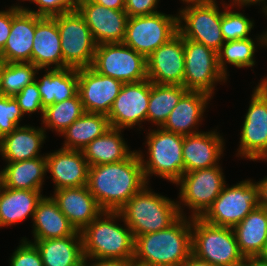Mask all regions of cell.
I'll return each mask as SVG.
<instances>
[{
    "instance_id": "obj_1",
    "label": "cell",
    "mask_w": 267,
    "mask_h": 266,
    "mask_svg": "<svg viewBox=\"0 0 267 266\" xmlns=\"http://www.w3.org/2000/svg\"><path fill=\"white\" fill-rule=\"evenodd\" d=\"M146 184L137 150L121 162L89 167L87 186L103 211L118 212Z\"/></svg>"
},
{
    "instance_id": "obj_2",
    "label": "cell",
    "mask_w": 267,
    "mask_h": 266,
    "mask_svg": "<svg viewBox=\"0 0 267 266\" xmlns=\"http://www.w3.org/2000/svg\"><path fill=\"white\" fill-rule=\"evenodd\" d=\"M192 254V218L180 216L169 227L135 237L134 258L152 266H181Z\"/></svg>"
},
{
    "instance_id": "obj_3",
    "label": "cell",
    "mask_w": 267,
    "mask_h": 266,
    "mask_svg": "<svg viewBox=\"0 0 267 266\" xmlns=\"http://www.w3.org/2000/svg\"><path fill=\"white\" fill-rule=\"evenodd\" d=\"M119 212L103 211L80 233L83 255L88 259L129 260L134 257L135 238Z\"/></svg>"
},
{
    "instance_id": "obj_4",
    "label": "cell",
    "mask_w": 267,
    "mask_h": 266,
    "mask_svg": "<svg viewBox=\"0 0 267 266\" xmlns=\"http://www.w3.org/2000/svg\"><path fill=\"white\" fill-rule=\"evenodd\" d=\"M146 184L118 211L121 221L132 231L134 238L161 231L172 225L181 215L177 201L155 193Z\"/></svg>"
},
{
    "instance_id": "obj_5",
    "label": "cell",
    "mask_w": 267,
    "mask_h": 266,
    "mask_svg": "<svg viewBox=\"0 0 267 266\" xmlns=\"http://www.w3.org/2000/svg\"><path fill=\"white\" fill-rule=\"evenodd\" d=\"M146 140L147 158L143 156L141 150L137 151L146 182L149 184V177L154 174L175 184L184 174L182 156L184 136L157 127L149 129Z\"/></svg>"
},
{
    "instance_id": "obj_6",
    "label": "cell",
    "mask_w": 267,
    "mask_h": 266,
    "mask_svg": "<svg viewBox=\"0 0 267 266\" xmlns=\"http://www.w3.org/2000/svg\"><path fill=\"white\" fill-rule=\"evenodd\" d=\"M192 254L215 266H241L244 259L232 228L212 225L200 217L192 218Z\"/></svg>"
},
{
    "instance_id": "obj_7",
    "label": "cell",
    "mask_w": 267,
    "mask_h": 266,
    "mask_svg": "<svg viewBox=\"0 0 267 266\" xmlns=\"http://www.w3.org/2000/svg\"><path fill=\"white\" fill-rule=\"evenodd\" d=\"M216 0H184L178 12V33L218 52L225 43L221 32L222 10Z\"/></svg>"
},
{
    "instance_id": "obj_8",
    "label": "cell",
    "mask_w": 267,
    "mask_h": 266,
    "mask_svg": "<svg viewBox=\"0 0 267 266\" xmlns=\"http://www.w3.org/2000/svg\"><path fill=\"white\" fill-rule=\"evenodd\" d=\"M259 207L258 185L251 179H247L231 187L225 185L200 218L212 225L233 228Z\"/></svg>"
},
{
    "instance_id": "obj_9",
    "label": "cell",
    "mask_w": 267,
    "mask_h": 266,
    "mask_svg": "<svg viewBox=\"0 0 267 266\" xmlns=\"http://www.w3.org/2000/svg\"><path fill=\"white\" fill-rule=\"evenodd\" d=\"M224 179L220 165L185 172L175 183L180 186L177 201L180 215L186 216L183 210L187 206L191 210V218L201 217L227 185Z\"/></svg>"
},
{
    "instance_id": "obj_10",
    "label": "cell",
    "mask_w": 267,
    "mask_h": 266,
    "mask_svg": "<svg viewBox=\"0 0 267 266\" xmlns=\"http://www.w3.org/2000/svg\"><path fill=\"white\" fill-rule=\"evenodd\" d=\"M60 32L64 68L91 67L97 44L77 10L53 17Z\"/></svg>"
},
{
    "instance_id": "obj_11",
    "label": "cell",
    "mask_w": 267,
    "mask_h": 266,
    "mask_svg": "<svg viewBox=\"0 0 267 266\" xmlns=\"http://www.w3.org/2000/svg\"><path fill=\"white\" fill-rule=\"evenodd\" d=\"M178 33V15L158 12L129 17L123 43L146 58Z\"/></svg>"
},
{
    "instance_id": "obj_12",
    "label": "cell",
    "mask_w": 267,
    "mask_h": 266,
    "mask_svg": "<svg viewBox=\"0 0 267 266\" xmlns=\"http://www.w3.org/2000/svg\"><path fill=\"white\" fill-rule=\"evenodd\" d=\"M91 67L123 84L147 79V58L123 42L97 45Z\"/></svg>"
},
{
    "instance_id": "obj_13",
    "label": "cell",
    "mask_w": 267,
    "mask_h": 266,
    "mask_svg": "<svg viewBox=\"0 0 267 266\" xmlns=\"http://www.w3.org/2000/svg\"><path fill=\"white\" fill-rule=\"evenodd\" d=\"M184 80L188 91H200L213 97L215 85L227 80L218 66L217 52L204 44L184 38Z\"/></svg>"
},
{
    "instance_id": "obj_14",
    "label": "cell",
    "mask_w": 267,
    "mask_h": 266,
    "mask_svg": "<svg viewBox=\"0 0 267 266\" xmlns=\"http://www.w3.org/2000/svg\"><path fill=\"white\" fill-rule=\"evenodd\" d=\"M245 115L237 157L267 160V97L256 86Z\"/></svg>"
},
{
    "instance_id": "obj_15",
    "label": "cell",
    "mask_w": 267,
    "mask_h": 266,
    "mask_svg": "<svg viewBox=\"0 0 267 266\" xmlns=\"http://www.w3.org/2000/svg\"><path fill=\"white\" fill-rule=\"evenodd\" d=\"M149 98V79L123 84L107 115L110 126L122 130L136 125L142 128V122L147 121Z\"/></svg>"
},
{
    "instance_id": "obj_16",
    "label": "cell",
    "mask_w": 267,
    "mask_h": 266,
    "mask_svg": "<svg viewBox=\"0 0 267 266\" xmlns=\"http://www.w3.org/2000/svg\"><path fill=\"white\" fill-rule=\"evenodd\" d=\"M76 10L84 18L97 45L123 42L129 18L124 10L107 8L92 0L78 2Z\"/></svg>"
},
{
    "instance_id": "obj_17",
    "label": "cell",
    "mask_w": 267,
    "mask_h": 266,
    "mask_svg": "<svg viewBox=\"0 0 267 266\" xmlns=\"http://www.w3.org/2000/svg\"><path fill=\"white\" fill-rule=\"evenodd\" d=\"M184 70V38L179 33L147 57V79L152 83L183 86Z\"/></svg>"
},
{
    "instance_id": "obj_18",
    "label": "cell",
    "mask_w": 267,
    "mask_h": 266,
    "mask_svg": "<svg viewBox=\"0 0 267 266\" xmlns=\"http://www.w3.org/2000/svg\"><path fill=\"white\" fill-rule=\"evenodd\" d=\"M123 83L96 72L92 67L78 69V93L85 112L108 115Z\"/></svg>"
},
{
    "instance_id": "obj_19",
    "label": "cell",
    "mask_w": 267,
    "mask_h": 266,
    "mask_svg": "<svg viewBox=\"0 0 267 266\" xmlns=\"http://www.w3.org/2000/svg\"><path fill=\"white\" fill-rule=\"evenodd\" d=\"M46 172H50L54 190L88 184L89 164L82 150L60 148L46 155Z\"/></svg>"
},
{
    "instance_id": "obj_20",
    "label": "cell",
    "mask_w": 267,
    "mask_h": 266,
    "mask_svg": "<svg viewBox=\"0 0 267 266\" xmlns=\"http://www.w3.org/2000/svg\"><path fill=\"white\" fill-rule=\"evenodd\" d=\"M37 15L28 12L24 6H12V26L7 42L0 52L4 63L30 62Z\"/></svg>"
},
{
    "instance_id": "obj_21",
    "label": "cell",
    "mask_w": 267,
    "mask_h": 266,
    "mask_svg": "<svg viewBox=\"0 0 267 266\" xmlns=\"http://www.w3.org/2000/svg\"><path fill=\"white\" fill-rule=\"evenodd\" d=\"M224 138L217 130L184 136V173L217 166L224 151Z\"/></svg>"
},
{
    "instance_id": "obj_22",
    "label": "cell",
    "mask_w": 267,
    "mask_h": 266,
    "mask_svg": "<svg viewBox=\"0 0 267 266\" xmlns=\"http://www.w3.org/2000/svg\"><path fill=\"white\" fill-rule=\"evenodd\" d=\"M52 198L79 232L103 212L87 185L54 190Z\"/></svg>"
},
{
    "instance_id": "obj_23",
    "label": "cell",
    "mask_w": 267,
    "mask_h": 266,
    "mask_svg": "<svg viewBox=\"0 0 267 266\" xmlns=\"http://www.w3.org/2000/svg\"><path fill=\"white\" fill-rule=\"evenodd\" d=\"M60 43V32L56 20L53 17L37 16L31 63L39 70L63 69Z\"/></svg>"
},
{
    "instance_id": "obj_24",
    "label": "cell",
    "mask_w": 267,
    "mask_h": 266,
    "mask_svg": "<svg viewBox=\"0 0 267 266\" xmlns=\"http://www.w3.org/2000/svg\"><path fill=\"white\" fill-rule=\"evenodd\" d=\"M211 98L210 95L200 91H187L161 128L183 136L199 133L197 125L202 122Z\"/></svg>"
},
{
    "instance_id": "obj_25",
    "label": "cell",
    "mask_w": 267,
    "mask_h": 266,
    "mask_svg": "<svg viewBox=\"0 0 267 266\" xmlns=\"http://www.w3.org/2000/svg\"><path fill=\"white\" fill-rule=\"evenodd\" d=\"M46 131L30 125L18 126L0 139V155L7 163L41 157L40 149L46 139Z\"/></svg>"
},
{
    "instance_id": "obj_26",
    "label": "cell",
    "mask_w": 267,
    "mask_h": 266,
    "mask_svg": "<svg viewBox=\"0 0 267 266\" xmlns=\"http://www.w3.org/2000/svg\"><path fill=\"white\" fill-rule=\"evenodd\" d=\"M39 250L43 266H77L85 258L79 231L63 238L29 241Z\"/></svg>"
},
{
    "instance_id": "obj_27",
    "label": "cell",
    "mask_w": 267,
    "mask_h": 266,
    "mask_svg": "<svg viewBox=\"0 0 267 266\" xmlns=\"http://www.w3.org/2000/svg\"><path fill=\"white\" fill-rule=\"evenodd\" d=\"M41 190L10 189L0 183V228L34 217Z\"/></svg>"
},
{
    "instance_id": "obj_28",
    "label": "cell",
    "mask_w": 267,
    "mask_h": 266,
    "mask_svg": "<svg viewBox=\"0 0 267 266\" xmlns=\"http://www.w3.org/2000/svg\"><path fill=\"white\" fill-rule=\"evenodd\" d=\"M32 221L34 240L63 238L76 232L52 196L42 197Z\"/></svg>"
},
{
    "instance_id": "obj_29",
    "label": "cell",
    "mask_w": 267,
    "mask_h": 266,
    "mask_svg": "<svg viewBox=\"0 0 267 266\" xmlns=\"http://www.w3.org/2000/svg\"><path fill=\"white\" fill-rule=\"evenodd\" d=\"M1 169V184L10 189L41 190L46 172V156L8 162ZM46 174V175H45Z\"/></svg>"
},
{
    "instance_id": "obj_30",
    "label": "cell",
    "mask_w": 267,
    "mask_h": 266,
    "mask_svg": "<svg viewBox=\"0 0 267 266\" xmlns=\"http://www.w3.org/2000/svg\"><path fill=\"white\" fill-rule=\"evenodd\" d=\"M45 74L37 78L42 106L46 107L70 99L78 93V69H44Z\"/></svg>"
},
{
    "instance_id": "obj_31",
    "label": "cell",
    "mask_w": 267,
    "mask_h": 266,
    "mask_svg": "<svg viewBox=\"0 0 267 266\" xmlns=\"http://www.w3.org/2000/svg\"><path fill=\"white\" fill-rule=\"evenodd\" d=\"M232 229L244 257L260 256L267 242V209L255 208Z\"/></svg>"
},
{
    "instance_id": "obj_32",
    "label": "cell",
    "mask_w": 267,
    "mask_h": 266,
    "mask_svg": "<svg viewBox=\"0 0 267 266\" xmlns=\"http://www.w3.org/2000/svg\"><path fill=\"white\" fill-rule=\"evenodd\" d=\"M121 132L122 129L111 127L82 149L89 166L121 162L134 152L129 149Z\"/></svg>"
},
{
    "instance_id": "obj_33",
    "label": "cell",
    "mask_w": 267,
    "mask_h": 266,
    "mask_svg": "<svg viewBox=\"0 0 267 266\" xmlns=\"http://www.w3.org/2000/svg\"><path fill=\"white\" fill-rule=\"evenodd\" d=\"M110 128L107 115L85 112L60 134L65 139L62 148L82 150Z\"/></svg>"
},
{
    "instance_id": "obj_34",
    "label": "cell",
    "mask_w": 267,
    "mask_h": 266,
    "mask_svg": "<svg viewBox=\"0 0 267 266\" xmlns=\"http://www.w3.org/2000/svg\"><path fill=\"white\" fill-rule=\"evenodd\" d=\"M257 41V43L255 42ZM267 47V29L257 36L256 40L250 38L238 39L225 42L217 52L218 66L221 72L228 78L227 64L237 68H250L255 66V52L257 46Z\"/></svg>"
},
{
    "instance_id": "obj_35",
    "label": "cell",
    "mask_w": 267,
    "mask_h": 266,
    "mask_svg": "<svg viewBox=\"0 0 267 266\" xmlns=\"http://www.w3.org/2000/svg\"><path fill=\"white\" fill-rule=\"evenodd\" d=\"M187 91L182 85H160L150 81L147 121L161 127Z\"/></svg>"
},
{
    "instance_id": "obj_36",
    "label": "cell",
    "mask_w": 267,
    "mask_h": 266,
    "mask_svg": "<svg viewBox=\"0 0 267 266\" xmlns=\"http://www.w3.org/2000/svg\"><path fill=\"white\" fill-rule=\"evenodd\" d=\"M85 113L79 93L74 97L54 103L44 109L42 123L44 130H55L61 134L67 127Z\"/></svg>"
},
{
    "instance_id": "obj_37",
    "label": "cell",
    "mask_w": 267,
    "mask_h": 266,
    "mask_svg": "<svg viewBox=\"0 0 267 266\" xmlns=\"http://www.w3.org/2000/svg\"><path fill=\"white\" fill-rule=\"evenodd\" d=\"M39 69L30 62H11L2 61L0 88L2 95L14 97L25 86L33 83Z\"/></svg>"
},
{
    "instance_id": "obj_38",
    "label": "cell",
    "mask_w": 267,
    "mask_h": 266,
    "mask_svg": "<svg viewBox=\"0 0 267 266\" xmlns=\"http://www.w3.org/2000/svg\"><path fill=\"white\" fill-rule=\"evenodd\" d=\"M231 2V5L224 2L222 4L224 7L221 16V32L224 41L250 38V32L254 28V20L240 13V11H232L235 6L240 8V4L235 1Z\"/></svg>"
},
{
    "instance_id": "obj_39",
    "label": "cell",
    "mask_w": 267,
    "mask_h": 266,
    "mask_svg": "<svg viewBox=\"0 0 267 266\" xmlns=\"http://www.w3.org/2000/svg\"><path fill=\"white\" fill-rule=\"evenodd\" d=\"M24 114L14 97L0 96V139L18 126Z\"/></svg>"
},
{
    "instance_id": "obj_40",
    "label": "cell",
    "mask_w": 267,
    "mask_h": 266,
    "mask_svg": "<svg viewBox=\"0 0 267 266\" xmlns=\"http://www.w3.org/2000/svg\"><path fill=\"white\" fill-rule=\"evenodd\" d=\"M38 6V10L24 7L28 12L41 17H54L67 12L75 11L78 2L76 0H32Z\"/></svg>"
},
{
    "instance_id": "obj_41",
    "label": "cell",
    "mask_w": 267,
    "mask_h": 266,
    "mask_svg": "<svg viewBox=\"0 0 267 266\" xmlns=\"http://www.w3.org/2000/svg\"><path fill=\"white\" fill-rule=\"evenodd\" d=\"M23 114L41 113L43 117L44 108L42 106L41 94L38 90L37 82L25 86L17 95L14 96Z\"/></svg>"
},
{
    "instance_id": "obj_42",
    "label": "cell",
    "mask_w": 267,
    "mask_h": 266,
    "mask_svg": "<svg viewBox=\"0 0 267 266\" xmlns=\"http://www.w3.org/2000/svg\"><path fill=\"white\" fill-rule=\"evenodd\" d=\"M10 266H43L42 258L36 246L24 239L10 258Z\"/></svg>"
},
{
    "instance_id": "obj_43",
    "label": "cell",
    "mask_w": 267,
    "mask_h": 266,
    "mask_svg": "<svg viewBox=\"0 0 267 266\" xmlns=\"http://www.w3.org/2000/svg\"><path fill=\"white\" fill-rule=\"evenodd\" d=\"M159 0H126L124 11L129 17L152 15L157 11Z\"/></svg>"
},
{
    "instance_id": "obj_44",
    "label": "cell",
    "mask_w": 267,
    "mask_h": 266,
    "mask_svg": "<svg viewBox=\"0 0 267 266\" xmlns=\"http://www.w3.org/2000/svg\"><path fill=\"white\" fill-rule=\"evenodd\" d=\"M12 26V6L0 11V52L3 50Z\"/></svg>"
},
{
    "instance_id": "obj_45",
    "label": "cell",
    "mask_w": 267,
    "mask_h": 266,
    "mask_svg": "<svg viewBox=\"0 0 267 266\" xmlns=\"http://www.w3.org/2000/svg\"><path fill=\"white\" fill-rule=\"evenodd\" d=\"M88 266H127L128 260H120V259H88Z\"/></svg>"
},
{
    "instance_id": "obj_46",
    "label": "cell",
    "mask_w": 267,
    "mask_h": 266,
    "mask_svg": "<svg viewBox=\"0 0 267 266\" xmlns=\"http://www.w3.org/2000/svg\"><path fill=\"white\" fill-rule=\"evenodd\" d=\"M259 189V205L260 207L267 209V177L263 180L256 182Z\"/></svg>"
},
{
    "instance_id": "obj_47",
    "label": "cell",
    "mask_w": 267,
    "mask_h": 266,
    "mask_svg": "<svg viewBox=\"0 0 267 266\" xmlns=\"http://www.w3.org/2000/svg\"><path fill=\"white\" fill-rule=\"evenodd\" d=\"M93 2L115 10H124L126 0H92Z\"/></svg>"
},
{
    "instance_id": "obj_48",
    "label": "cell",
    "mask_w": 267,
    "mask_h": 266,
    "mask_svg": "<svg viewBox=\"0 0 267 266\" xmlns=\"http://www.w3.org/2000/svg\"><path fill=\"white\" fill-rule=\"evenodd\" d=\"M241 266H267V260L260 256H247Z\"/></svg>"
},
{
    "instance_id": "obj_49",
    "label": "cell",
    "mask_w": 267,
    "mask_h": 266,
    "mask_svg": "<svg viewBox=\"0 0 267 266\" xmlns=\"http://www.w3.org/2000/svg\"><path fill=\"white\" fill-rule=\"evenodd\" d=\"M181 266H215L191 254Z\"/></svg>"
},
{
    "instance_id": "obj_50",
    "label": "cell",
    "mask_w": 267,
    "mask_h": 266,
    "mask_svg": "<svg viewBox=\"0 0 267 266\" xmlns=\"http://www.w3.org/2000/svg\"><path fill=\"white\" fill-rule=\"evenodd\" d=\"M235 2L239 3L241 8L243 6H249V5H261L262 3V9L263 10L262 12L265 14V17L267 16V0H234ZM264 4V6H263Z\"/></svg>"
},
{
    "instance_id": "obj_51",
    "label": "cell",
    "mask_w": 267,
    "mask_h": 266,
    "mask_svg": "<svg viewBox=\"0 0 267 266\" xmlns=\"http://www.w3.org/2000/svg\"><path fill=\"white\" fill-rule=\"evenodd\" d=\"M257 84V87L263 92V94L267 97V76Z\"/></svg>"
},
{
    "instance_id": "obj_52",
    "label": "cell",
    "mask_w": 267,
    "mask_h": 266,
    "mask_svg": "<svg viewBox=\"0 0 267 266\" xmlns=\"http://www.w3.org/2000/svg\"><path fill=\"white\" fill-rule=\"evenodd\" d=\"M127 266H152L148 263H144L141 261L136 260L134 257L128 260Z\"/></svg>"
},
{
    "instance_id": "obj_53",
    "label": "cell",
    "mask_w": 267,
    "mask_h": 266,
    "mask_svg": "<svg viewBox=\"0 0 267 266\" xmlns=\"http://www.w3.org/2000/svg\"><path fill=\"white\" fill-rule=\"evenodd\" d=\"M260 257H262V258H264V259L267 260V242H266V244H265V247H264V249H263V251H262Z\"/></svg>"
},
{
    "instance_id": "obj_54",
    "label": "cell",
    "mask_w": 267,
    "mask_h": 266,
    "mask_svg": "<svg viewBox=\"0 0 267 266\" xmlns=\"http://www.w3.org/2000/svg\"><path fill=\"white\" fill-rule=\"evenodd\" d=\"M77 266H88V258H85L81 263H79Z\"/></svg>"
},
{
    "instance_id": "obj_55",
    "label": "cell",
    "mask_w": 267,
    "mask_h": 266,
    "mask_svg": "<svg viewBox=\"0 0 267 266\" xmlns=\"http://www.w3.org/2000/svg\"><path fill=\"white\" fill-rule=\"evenodd\" d=\"M1 71H2V60L0 59V82H1ZM2 95V91L0 88V96Z\"/></svg>"
}]
</instances>
